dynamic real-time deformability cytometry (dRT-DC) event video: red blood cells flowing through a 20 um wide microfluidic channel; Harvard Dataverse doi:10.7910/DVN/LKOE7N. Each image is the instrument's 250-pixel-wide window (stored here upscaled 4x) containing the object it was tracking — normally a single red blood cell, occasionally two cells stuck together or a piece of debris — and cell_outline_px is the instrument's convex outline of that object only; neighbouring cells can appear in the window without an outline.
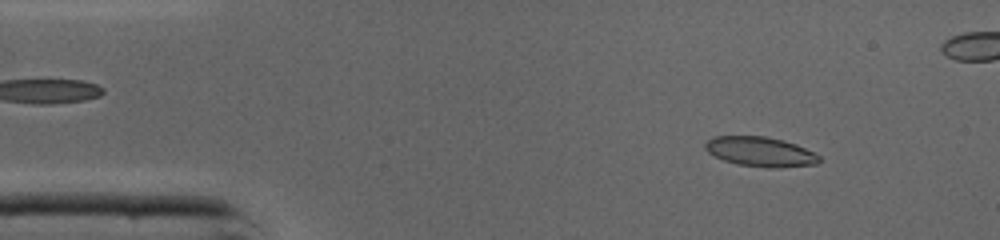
{"species": "common noctule bat (a hibernating species)", "species_latin": "Nyctalus noctula", "temperature_condition": "cold", "stored_images_in_passage": 46, "camera_frame_rate_fps": 3000, "um_per_image_px": 0.085, "animal": {"sex": "male", "body_mass_g": 19.0, "forearm_length_mm": 50.8}, "frame": {"image": 1, "passage_image": 5, "time_ms": 1.333, "image_size_px": [1000, 240], "cell_outline_px": [[820, 160], [816, 164], [780, 168], [768, 168], [736, 164], [724, 160], [708, 152], [704, 148], [704, 144], [712, 136], [764, 136], [784, 140], [796, 144], [820, 156]], "centroid_in_image_um": [64.62, 12.9], "position_along_channel_um": 20.4, "area_um2": 19.77}}
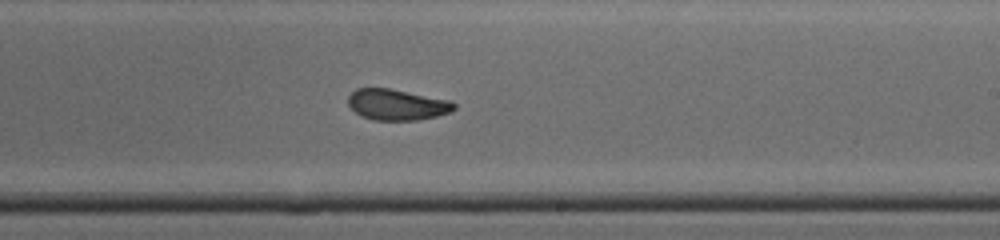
{"frame": {"image": 2, "passage_image": 26, "time_ms": 8.333, "image_size_px": [1000, 240], "cell_outline_px": [[456, 108], [452, 112], [420, 120], [372, 120], [356, 112], [348, 104], [348, 96], [356, 88], [388, 88], [452, 100], [456, 104]], "centroid_in_image_um": [33.79, 8.89], "position_along_channel_um": 255.2, "area_um2": 19.19}}
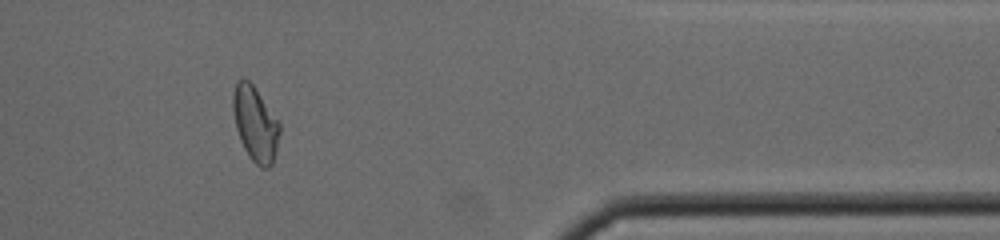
{"frame": {"image": 3, "passage_image": 37, "time_ms": 12.0, "image_size_px": [1000, 240], "cell_outline_px": [[280, 132], [272, 164], [268, 168], [260, 168], [248, 156], [240, 140], [236, 128], [232, 108], [232, 96], [236, 80], [244, 76], [252, 84], [280, 124]], "centroid_in_image_um": [21.66, 10.51], "position_along_channel_um": 389.7, "area_um2": 20.23}, "authors_computed_cell_mechanics": {"area_um2": 19.8254, "velocity_mm_per_s": 4.3851, "shape_relaxation_time_tau1_ms": 4.7995, "shape_relaxation_time_tau2_ms": 0.9875, "deformation_change_tau1": 0.1736, "deformation_change_tau2": 0.0782}}